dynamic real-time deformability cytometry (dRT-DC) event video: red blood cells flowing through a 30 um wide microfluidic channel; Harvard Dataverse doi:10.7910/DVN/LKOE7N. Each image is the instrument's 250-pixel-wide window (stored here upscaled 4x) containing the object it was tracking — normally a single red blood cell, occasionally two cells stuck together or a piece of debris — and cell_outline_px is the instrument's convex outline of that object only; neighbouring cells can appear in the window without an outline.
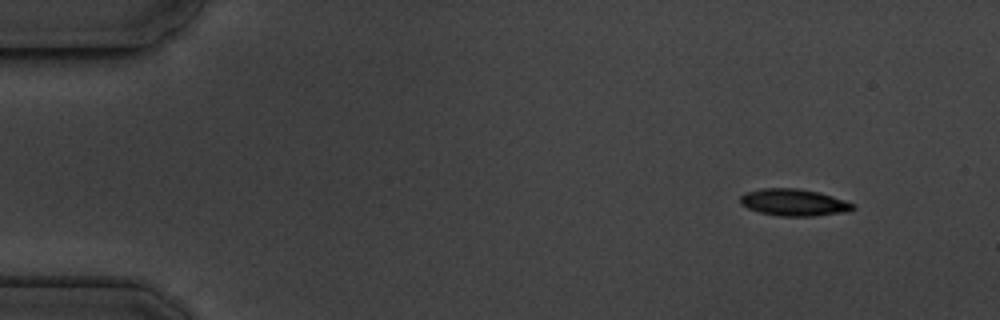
{"species": "common noctule bat (a hibernating species)", "species_latin": "Nyctalus noctula", "temperature_condition": "cold", "stored_images_in_passage": 4, "camera_frame_rate_fps": 3000, "um_per_image_px": 0.085, "animal": {"sex": "male", "body_mass_g": 19.5, "forearm_length_mm": 54.6}, "frame": {"image": 1, "passage_image": 1, "time_ms": 0.0, "image_size_px": [1000, 320], "cell_outline_px": [[856, 208], [852, 212], [812, 216], [780, 216], [760, 212], [748, 208], [740, 204], [740, 196], [744, 192], [760, 188], [800, 188], [820, 192], [856, 204]], "centroid_in_image_um": [67.52, 17.2], "position_along_channel_um": 17.5, "area_um2": 18.03}}
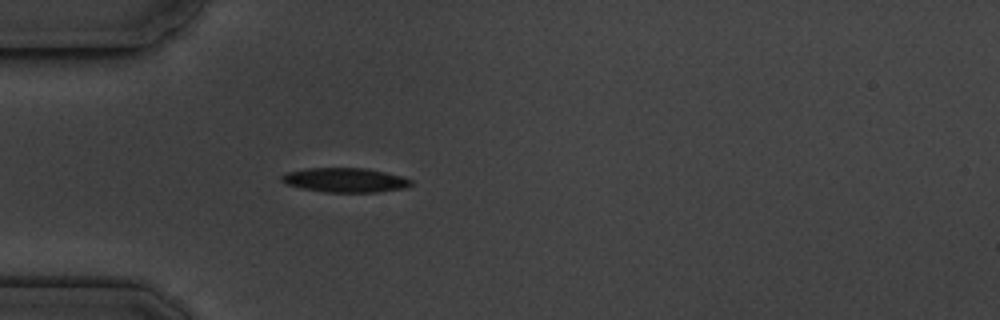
{"frame": {"image": 2, "passage_image": 4, "time_ms": 3.667, "image_size_px": [1000, 320], "cell_outline_px": [[412, 184], [408, 188], [380, 192], [324, 192], [304, 188], [288, 184], [280, 180], [280, 176], [288, 172], [308, 168], [364, 168], [404, 176], [412, 180]], "centroid_in_image_um": [29.4, 15.31], "position_along_channel_um": 55.6, "area_um2": 18.38}}